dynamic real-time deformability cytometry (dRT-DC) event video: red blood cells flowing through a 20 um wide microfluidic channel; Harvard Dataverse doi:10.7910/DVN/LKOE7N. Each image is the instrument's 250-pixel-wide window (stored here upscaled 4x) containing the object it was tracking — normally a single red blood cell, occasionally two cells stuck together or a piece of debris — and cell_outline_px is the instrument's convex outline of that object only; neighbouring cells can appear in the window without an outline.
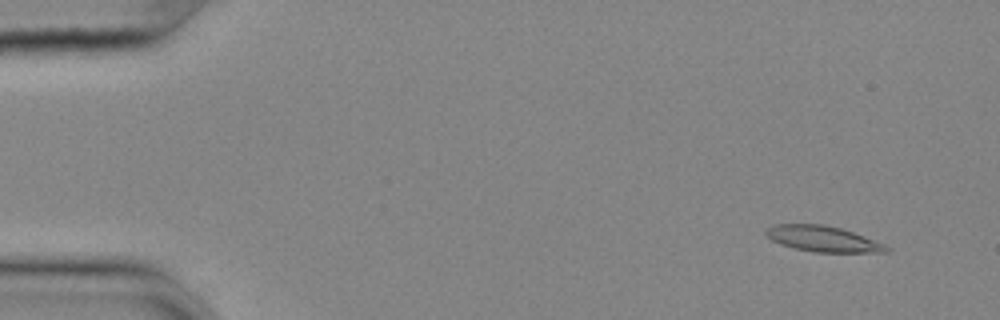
{"species": "common noctule bat (a hibernating species)", "species_latin": "Nyctalus noctula", "temperature_condition": "cold", "stored_images_in_passage": 56, "camera_frame_rate_fps": 3000, "um_per_image_px": 0.085, "animal": {"sex": "female", "body_mass_g": 25.1}, "frame": {"image": 1, "passage_image": 5, "time_ms": 1.333, "image_size_px": [1000, 320], "cell_outline_px": [[892, 248], [888, 252], [816, 252], [796, 248], [780, 244], [772, 240], [764, 232], [768, 228], [776, 224], [824, 224], [840, 228], [864, 236], [884, 244]], "centroid_in_image_um": [69.97, 20.3], "position_along_channel_um": 15.0, "area_um2": 17.86}}
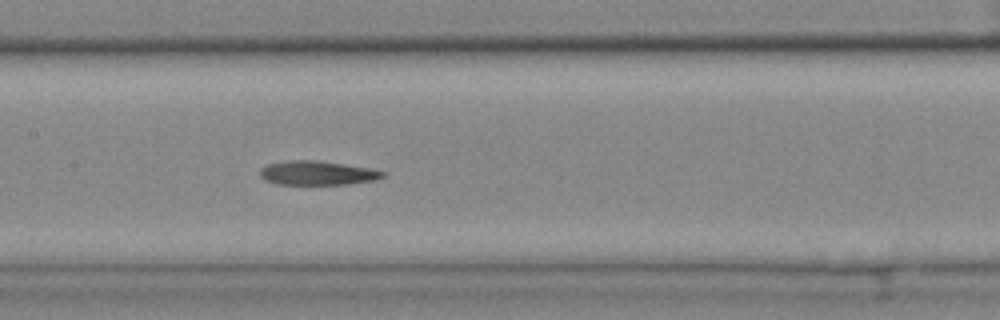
{"frame": {"image": 2, "passage_image": 28, "time_ms": 9.0, "image_size_px": [1000, 320], "cell_outline_px": [[388, 172], [384, 176], [372, 180], [348, 184], [276, 184], [260, 176], [260, 168], [268, 164], [288, 160], [316, 160], [344, 164], [368, 168]], "centroid_in_image_um": [26.96, 14.7], "position_along_channel_um": 180.4, "area_um2": 17.05}}
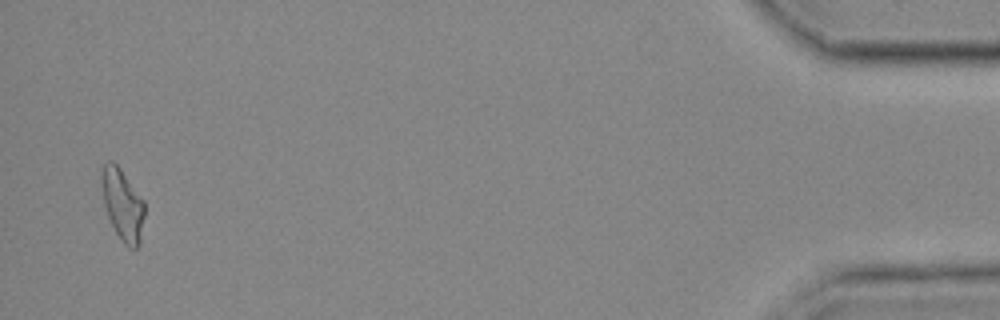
{"frame": {"image": 3, "passage_image": 55, "time_ms": 18.0, "image_size_px": [1000, 320], "cell_outline_px": [[144, 216], [140, 244], [136, 248], [128, 248], [120, 240], [108, 216], [104, 204], [100, 184], [100, 168], [108, 160], [112, 160], [120, 168], [144, 200]], "centroid_in_image_um": [10.4, 17.37], "position_along_channel_um": 424.8, "area_um2": 18.15}, "authors_computed_cell_mechanics": {"area_um2": 17.8024, "velocity_mm_per_s": 3.6358, "shape_relaxation_time_tau1_ms": null, "shape_relaxation_time_tau2_ms": 4.1184, "deformation_change_tau1": null, "deformation_change_tau2": 0.1363}}